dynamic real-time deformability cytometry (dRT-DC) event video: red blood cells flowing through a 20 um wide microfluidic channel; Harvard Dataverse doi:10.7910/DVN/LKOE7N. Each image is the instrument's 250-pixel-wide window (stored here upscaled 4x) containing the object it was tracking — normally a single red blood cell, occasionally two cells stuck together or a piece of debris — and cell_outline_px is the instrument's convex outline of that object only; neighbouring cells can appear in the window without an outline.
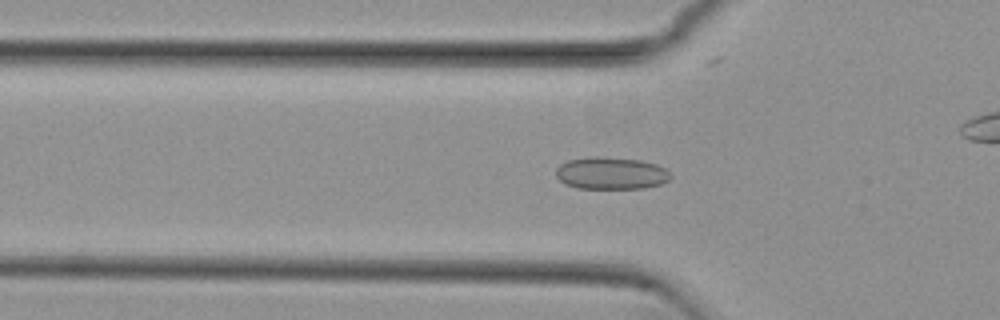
{"species": "common noctule bat (a hibernating species)", "species_latin": "Nyctalus noctula", "temperature_condition": "cold", "stored_images_in_passage": 38, "camera_frame_rate_fps": 3000, "um_per_image_px": 0.085, "animal": {"sex": "female", "body_mass_g": 29.2, "forearm_length_mm": 56.3}, "frame": {"image": 1, "passage_image": 5, "time_ms": 1.333, "image_size_px": [1000, 320], "cell_outline_px": [[672, 176], [668, 180], [660, 184], [644, 188], [576, 188], [564, 184], [556, 176], [556, 168], [560, 164], [568, 160], [592, 156], [596, 156], [640, 160], [656, 164], [664, 168]], "centroid_in_image_um": [51.91, 14.72], "position_along_channel_um": 73.9, "area_um2": 21.5}}
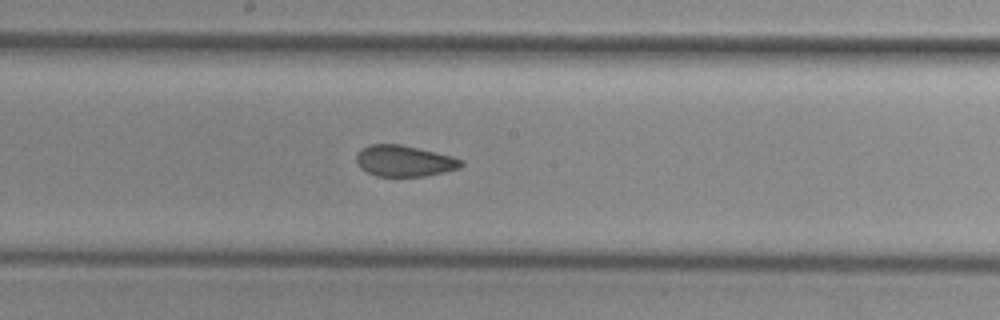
{"frame": {"image": 2, "passage_image": 16, "time_ms": 5.0, "image_size_px": [1000, 320], "cell_outline_px": [[464, 164], [460, 168], [444, 172], [424, 176], [376, 176], [360, 168], [356, 160], [356, 152], [360, 148], [368, 144], [400, 144], [436, 152], [452, 156], [464, 160]], "centroid_in_image_um": [34.35, 13.67], "position_along_channel_um": 213.8, "area_um2": 19.19}}
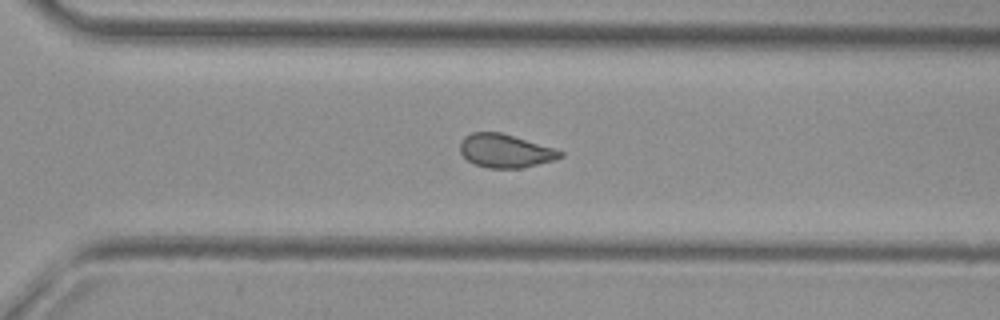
{"frame": {"image": 3, "passage_image": 25, "time_ms": 8.0, "image_size_px": [1000, 320], "cell_outline_px": [[564, 156], [552, 160], [520, 168], [488, 168], [476, 164], [468, 160], [460, 152], [460, 140], [464, 136], [472, 132], [500, 132], [556, 148], [564, 152]], "centroid_in_image_um": [42.94, 12.81], "position_along_channel_um": 327.7, "area_um2": 19.48}, "authors_computed_cell_mechanics": {"area_um2": 19.5364, "velocity_mm_per_s": 3.7992, "shape_relaxation_time_tau1_ms": null, "shape_relaxation_time_tau2_ms": 1.8831, "deformation_change_tau1": null, "deformation_change_tau2": 0.0706}}